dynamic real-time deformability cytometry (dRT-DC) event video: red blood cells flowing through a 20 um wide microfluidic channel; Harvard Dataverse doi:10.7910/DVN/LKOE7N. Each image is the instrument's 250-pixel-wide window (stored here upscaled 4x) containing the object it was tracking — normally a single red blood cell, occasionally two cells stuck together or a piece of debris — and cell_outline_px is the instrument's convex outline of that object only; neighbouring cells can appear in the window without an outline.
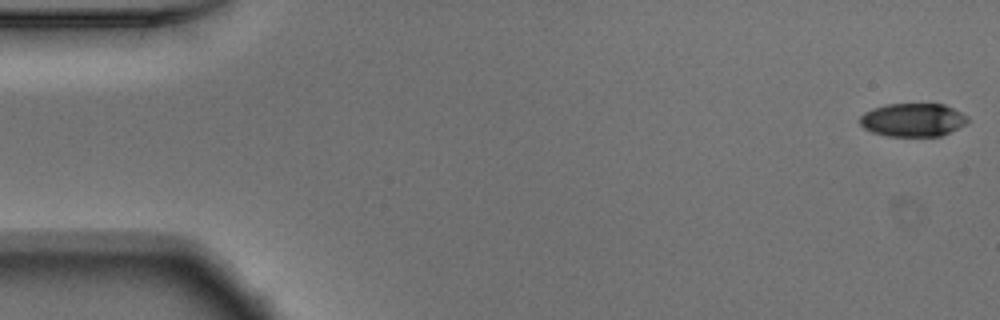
{"species": "Egyptian fruit bat (a non-hibernating species)", "species_latin": "Rousettus aegyptiacus", "temperature_condition": "warm", "stored_images_in_passage": 54, "camera_frame_rate_fps": 3000, "um_per_image_px": 0.085, "animal": {"sex": "male"}, "frame": {"image": 1, "passage_image": 1, "time_ms": 0.0, "image_size_px": [1000, 320], "cell_outline_px": [[968, 120], [964, 124], [940, 136], [888, 136], [872, 132], [864, 128], [860, 124], [860, 116], [864, 112], [872, 108], [884, 104], [944, 104], [968, 116]], "centroid_in_image_um": [77.55, 10.18], "position_along_channel_um": 7.5, "area_um2": 20.81}}
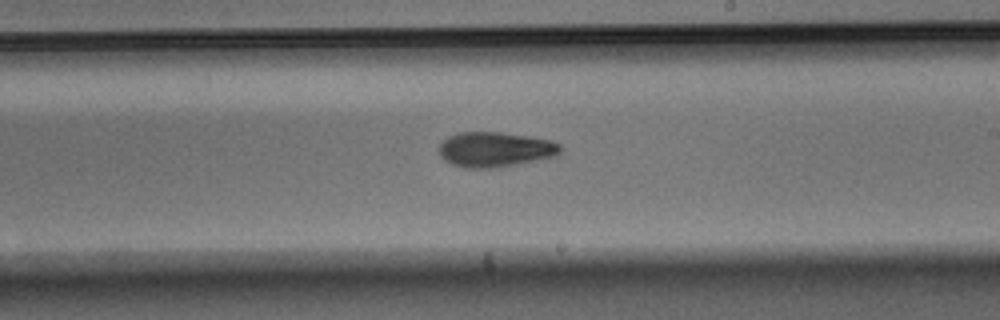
{"frame": {"image": 2, "passage_image": 31, "time_ms": 10.0, "image_size_px": [1000, 320], "cell_outline_px": [[560, 152], [556, 156], [492, 168], [464, 168], [452, 164], [444, 160], [440, 156], [440, 144], [448, 136], [460, 132], [500, 132], [528, 136], [552, 140], [560, 144]], "centroid_in_image_um": [42.07, 12.69], "position_along_channel_um": 246.9, "area_um2": 24.57}}
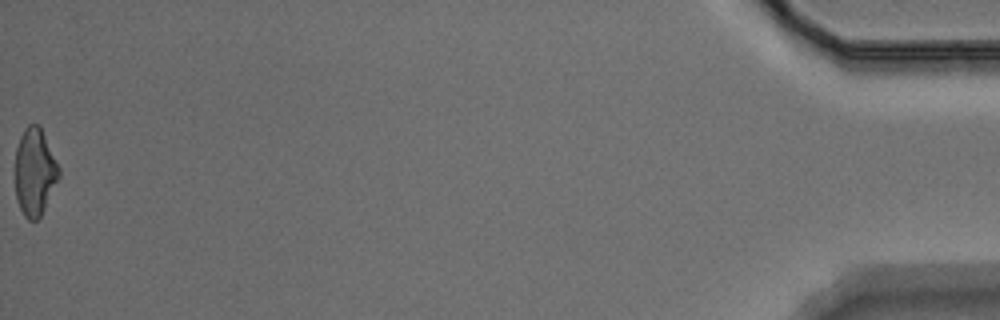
{"frame": {"image": 3, "passage_image": 54, "time_ms": 17.667, "image_size_px": [1000, 320], "cell_outline_px": [[60, 176], [40, 216], [36, 220], [28, 220], [24, 216], [16, 200], [16, 148], [20, 136], [24, 128], [28, 124], [40, 124], [60, 168]], "centroid_in_image_um": [2.96, 14.58], "position_along_channel_um": 432.2, "area_um2": 22.25}, "authors_computed_cell_mechanics": {"area_um2": 23.4957, "velocity_mm_per_s": 3.7596, "shape_relaxation_time_tau1_ms": 4.9718, "shape_relaxation_time_tau2_ms": 7.8446, "deformation_change_tau1": 0.159, "deformation_change_tau2": 0.1586}}